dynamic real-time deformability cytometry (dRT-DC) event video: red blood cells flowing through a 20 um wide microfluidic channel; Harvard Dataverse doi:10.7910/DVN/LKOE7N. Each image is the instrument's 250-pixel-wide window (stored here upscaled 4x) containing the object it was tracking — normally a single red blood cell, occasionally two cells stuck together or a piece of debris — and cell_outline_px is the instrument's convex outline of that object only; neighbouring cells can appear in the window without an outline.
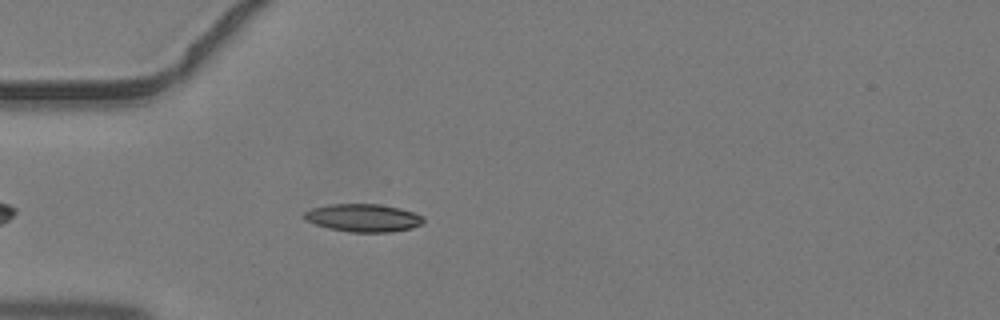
{"species": "common noctule bat (a hibernating species)", "species_latin": "Nyctalus noctula", "temperature_condition": "warm", "stored_images_in_passage": 31, "camera_frame_rate_fps": 3000, "um_per_image_px": 0.085, "animal": {"sex": "male", "body_mass_g": 19.2, "forearm_length_mm": 51.8}, "frame": {"image": 1, "passage_image": 5, "time_ms": 1.333, "image_size_px": [1000, 320], "cell_outline_px": [[424, 224], [412, 228], [392, 232], [348, 232], [328, 228], [316, 224], [300, 216], [304, 212], [312, 208], [328, 204], [380, 204], [400, 208], [424, 216]], "centroid_in_image_um": [30.89, 18.52], "position_along_channel_um": 54.1, "area_um2": 19.54}}
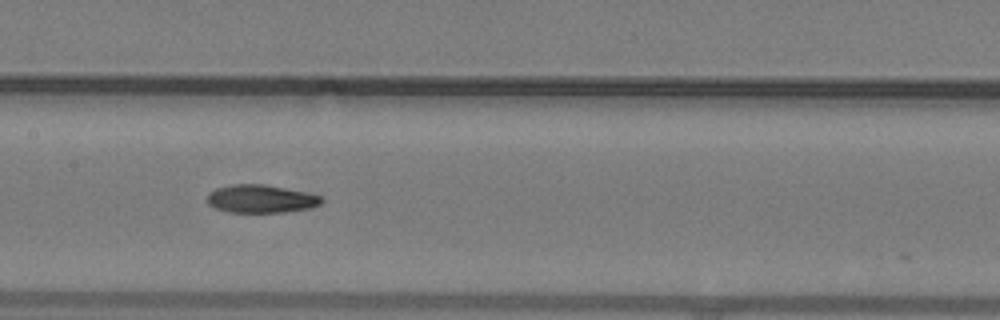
{"frame": {"image": 2, "passage_image": 14, "time_ms": 4.333, "image_size_px": [1000, 320], "cell_outline_px": [[324, 200], [320, 204], [308, 208], [284, 212], [228, 212], [216, 208], [208, 204], [208, 192], [216, 188], [232, 184], [264, 184], [304, 192], [320, 196]], "centroid_in_image_um": [22.14, 16.9], "position_along_channel_um": 185.3, "area_um2": 18.5}}
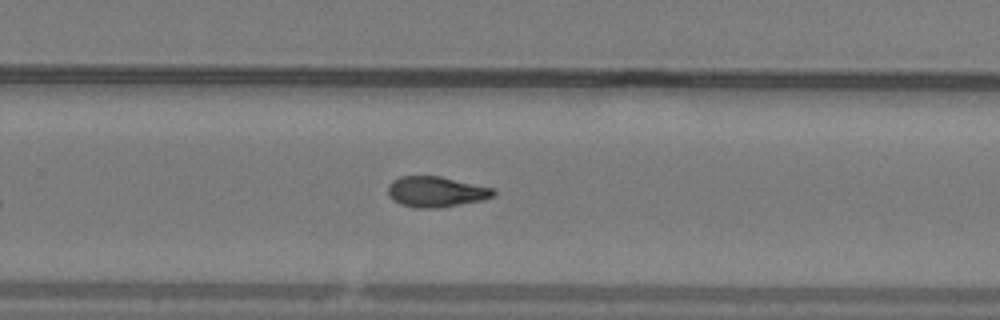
{"frame": {"image": 3, "passage_image": 21, "time_ms": 6.667, "image_size_px": [1000, 320], "cell_outline_px": [[496, 192], [492, 196], [484, 200], [440, 208], [416, 208], [400, 204], [392, 200], [388, 196], [388, 184], [392, 180], [400, 176], [440, 176], [492, 188]], "centroid_in_image_um": [37.02, 16.31], "position_along_channel_um": 292.8, "area_um2": 18.9}}